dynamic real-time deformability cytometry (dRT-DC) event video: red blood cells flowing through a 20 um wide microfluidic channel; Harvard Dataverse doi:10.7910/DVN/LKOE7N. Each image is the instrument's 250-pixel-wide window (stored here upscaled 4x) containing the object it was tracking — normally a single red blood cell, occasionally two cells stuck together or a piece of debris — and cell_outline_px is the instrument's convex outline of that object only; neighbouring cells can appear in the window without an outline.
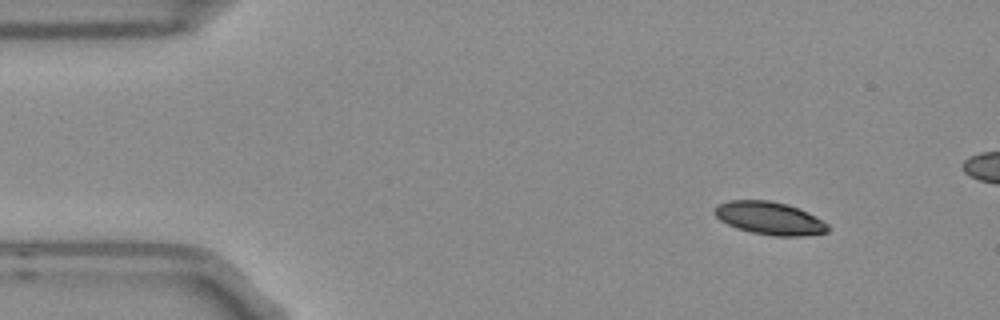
{"species": "Egyptian fruit bat (a non-hibernating species)", "species_latin": "Rousettus aegyptiacus", "temperature_condition": "room temperature", "stored_images_in_passage": 9, "camera_frame_rate_fps": 3000, "um_per_image_px": 0.085, "frame": {"image": 1, "passage_image": 1, "time_ms": 0.0, "image_size_px": [1000, 320], "cell_outline_px": [[828, 232], [800, 236], [776, 236], [752, 232], [736, 228], [720, 220], [716, 216], [716, 204], [728, 200], [768, 200], [788, 204], [808, 212], [828, 224]], "centroid_in_image_um": [65.41, 18.54], "position_along_channel_um": 19.6, "area_um2": 21.56}}
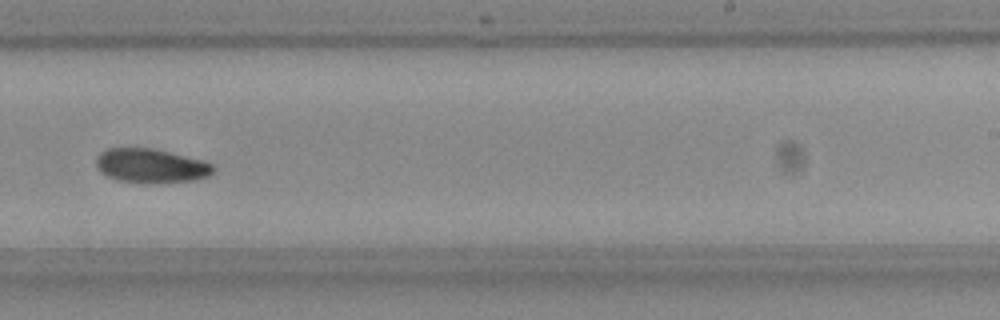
{"frame": {"image": 2, "passage_image": 9, "time_ms": 2.667, "image_size_px": [1000, 320], "cell_outline_px": [[216, 168], [208, 176], [192, 180], [144, 184], [116, 180], [108, 176], [96, 164], [96, 160], [100, 152], [108, 148], [152, 148], [204, 160], [212, 164]], "centroid_in_image_um": [12.85, 14.09], "position_along_channel_um": 276.1, "area_um2": 23.24}}